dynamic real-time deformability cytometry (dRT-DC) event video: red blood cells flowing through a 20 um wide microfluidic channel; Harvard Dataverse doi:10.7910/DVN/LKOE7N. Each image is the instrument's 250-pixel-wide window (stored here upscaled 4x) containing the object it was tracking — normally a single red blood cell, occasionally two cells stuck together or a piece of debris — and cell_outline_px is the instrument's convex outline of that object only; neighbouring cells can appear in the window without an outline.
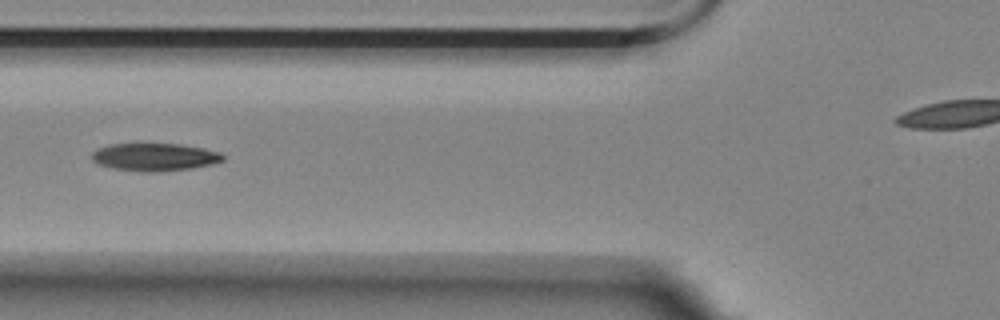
{"species": "Egyptian fruit bat (a non-hibernating species)", "species_latin": "Rousettus aegyptiacus", "temperature_condition": "room temperature", "stored_images_in_passage": 2, "camera_frame_rate_fps": 3000, "um_per_image_px": 0.085, "animal": {"sex": "female"}, "frame": {"image": 1, "passage_image": 2, "time_ms": 1.0, "image_size_px": [1000, 320], "cell_outline_px": [[224, 160], [212, 164], [192, 168], [160, 172], [144, 172], [112, 168], [96, 164], [92, 160], [92, 152], [108, 144], [180, 144], [204, 148], [220, 152], [224, 156]], "centroid_in_image_um": [13.15, 13.35], "position_along_channel_um": 112.7, "area_um2": 21.27}}